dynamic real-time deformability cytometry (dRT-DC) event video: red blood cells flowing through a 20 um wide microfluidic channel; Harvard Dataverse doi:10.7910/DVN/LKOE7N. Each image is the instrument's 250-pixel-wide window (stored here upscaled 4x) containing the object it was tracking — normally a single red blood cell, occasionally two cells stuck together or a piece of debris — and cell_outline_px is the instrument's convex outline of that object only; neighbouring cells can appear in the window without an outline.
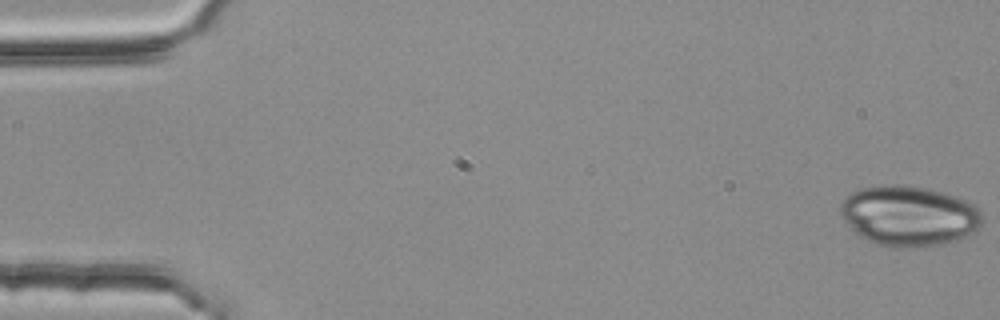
{"species": "common noctule bat (a hibernating species)", "species_latin": "Nyctalus noctula", "temperature_condition": "room temperature", "stored_images_in_passage": 4, "camera_frame_rate_fps": 3000, "um_per_image_px": 0.085, "animal": {"sex": "female", "body_mass_g": 25.1}, "frame": {"image": 1, "passage_image": 1, "time_ms": 0.0, "image_size_px": [1000, 320], "cell_outline_px": [[980, 228], [976, 232], [944, 244], [916, 248], [888, 248], [876, 244], [856, 236], [840, 216], [840, 204], [844, 196], [860, 188], [896, 184], [924, 188], [940, 192], [964, 200], [980, 208]], "centroid_in_image_um": [77.19, 18.39], "position_along_channel_um": 7.8, "area_um2": 50.23}}